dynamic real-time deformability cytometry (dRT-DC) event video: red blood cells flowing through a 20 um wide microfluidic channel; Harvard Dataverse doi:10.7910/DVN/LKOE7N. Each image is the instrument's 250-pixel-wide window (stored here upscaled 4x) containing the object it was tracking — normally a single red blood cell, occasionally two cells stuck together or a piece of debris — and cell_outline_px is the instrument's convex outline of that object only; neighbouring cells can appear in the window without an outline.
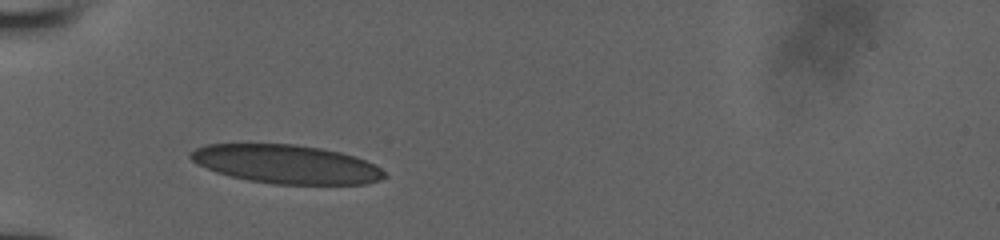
{"species": "human", "species_latin": "Homo sapiens", "temperature_condition": "room temperature", "stored_images_in_passage": 12, "camera_frame_rate_fps": 3000, "um_per_image_px": 0.085, "donor": {"sex": "male"}, "frame": {"image": 1, "passage_image": 1, "time_ms": 0.0, "image_size_px": [1000, 240], "cell_outline_px": [[388, 176], [380, 180], [364, 184], [272, 184], [248, 180], [216, 172], [196, 164], [188, 156], [188, 152], [204, 144], [296, 144], [320, 148], [340, 152], [364, 160], [380, 168]], "centroid_in_image_um": [24.29, 13.95], "position_along_channel_um": 60.7, "area_um2": 43.64}}
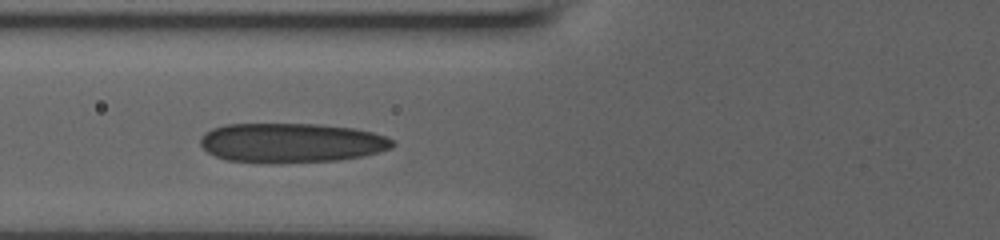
{"frame": {"image": 2, "passage_image": 11, "time_ms": 1.333, "image_size_px": [1000, 240], "cell_outline_px": [[396, 144], [392, 148], [364, 156], [340, 160], [272, 164], [268, 164], [228, 160], [216, 156], [208, 152], [200, 144], [200, 136], [204, 132], [212, 128], [228, 124], [320, 124], [356, 128], [372, 132], [384, 136], [392, 140]], "centroid_in_image_um": [24.76, 12.15], "position_along_channel_um": 101.0, "area_um2": 44.8}}